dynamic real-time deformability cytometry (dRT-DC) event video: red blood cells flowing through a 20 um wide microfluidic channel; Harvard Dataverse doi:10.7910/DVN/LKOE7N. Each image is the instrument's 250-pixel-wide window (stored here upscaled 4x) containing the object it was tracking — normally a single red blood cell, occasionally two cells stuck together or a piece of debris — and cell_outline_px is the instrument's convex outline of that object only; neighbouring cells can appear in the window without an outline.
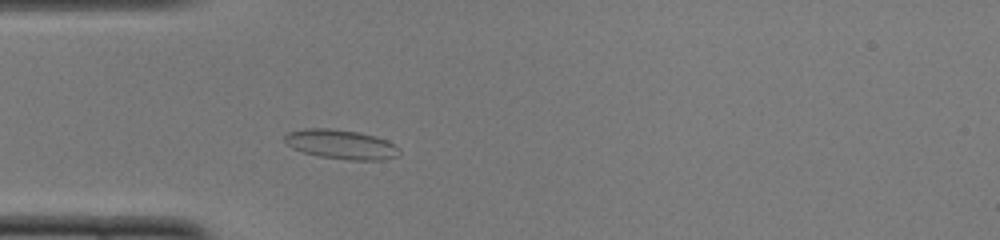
{"species": "common noctule bat (a hibernating species)", "species_latin": "Nyctalus noctula", "temperature_condition": "cold", "stored_images_in_passage": 45, "camera_frame_rate_fps": 3000, "um_per_image_px": 0.085, "animal": {"sex": "female", "body_mass_g": 22.0, "forearm_length_mm": 56.7}, "frame": {"image": 1, "passage_image": 9, "time_ms": 2.667, "image_size_px": [1000, 240], "cell_outline_px": [[400, 156], [384, 160], [348, 160], [320, 156], [304, 152], [292, 148], [284, 140], [284, 136], [288, 132], [304, 128], [328, 128], [360, 132], [376, 136], [388, 140], [396, 144], [400, 148]], "centroid_in_image_um": [29.06, 12.27], "position_along_channel_um": 55.9, "area_um2": 19.94}}
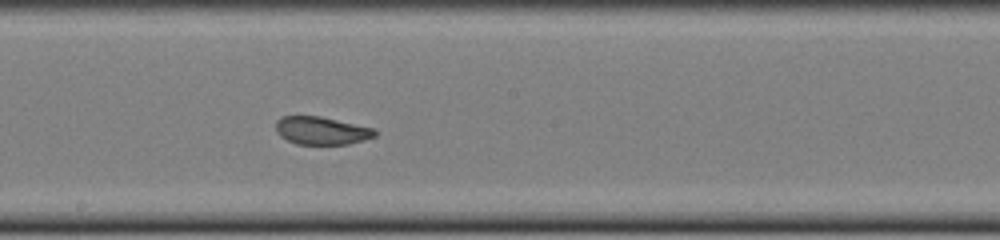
{"frame": {"image": 2, "passage_image": 22, "time_ms": 7.0, "image_size_px": [1000, 240], "cell_outline_px": [[376, 136], [364, 140], [348, 144], [296, 144], [280, 136], [276, 132], [276, 120], [284, 116], [320, 116], [372, 128], [376, 132]], "centroid_in_image_um": [27.3, 11.11], "position_along_channel_um": 220.9, "area_um2": 15.95}}
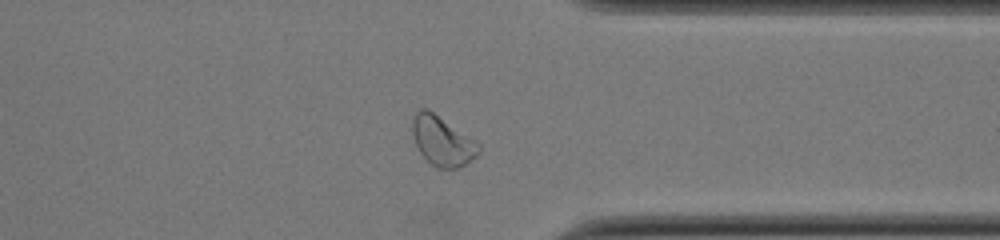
{"frame": {"image": 3, "passage_image": 34, "time_ms": 11.0, "image_size_px": [1000, 240], "cell_outline_px": [[480, 152], [476, 156], [460, 168], [436, 168], [420, 152], [416, 144], [412, 132], [412, 120], [416, 112], [420, 108], [428, 108], [476, 140], [480, 144]], "centroid_in_image_um": [37.61, 11.97], "position_along_channel_um": 373.8, "area_um2": 19.19}, "authors_computed_cell_mechanics": {"area_um2": 18.207, "velocity_mm_per_s": 3.9074, "shape_relaxation_time_tau1_ms": null, "shape_relaxation_time_tau2_ms": 1.0559, "deformation_change_tau1": null, "deformation_change_tau2": 0.0591}}